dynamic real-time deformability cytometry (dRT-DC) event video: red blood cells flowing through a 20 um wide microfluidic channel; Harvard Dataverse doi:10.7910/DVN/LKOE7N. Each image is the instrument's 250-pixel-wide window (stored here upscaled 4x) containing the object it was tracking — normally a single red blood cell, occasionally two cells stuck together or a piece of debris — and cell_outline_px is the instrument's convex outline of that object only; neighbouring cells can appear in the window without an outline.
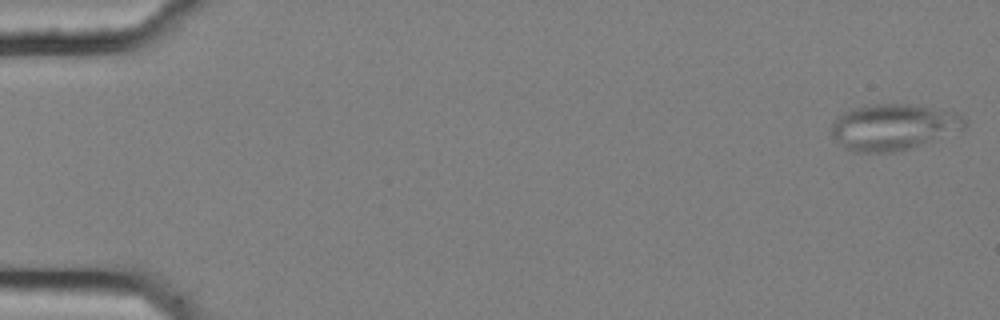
{"species": "common noctule bat (a hibernating species)", "species_latin": "Nyctalus noctula", "temperature_condition": "cold", "stored_images_in_passage": 6, "camera_frame_rate_fps": 3000, "um_per_image_px": 0.085, "animal": {"sex": "female", "body_mass_g": 25.1}, "frame": {"image": 1, "passage_image": 1, "time_ms": 0.0, "image_size_px": [1000, 320], "cell_outline_px": [[968, 124], [964, 128], [908, 148], [892, 152], [852, 152], [844, 148], [832, 136], [832, 124], [836, 116], [852, 108], [872, 104], [908, 104], [960, 112], [964, 116]], "centroid_in_image_um": [75.91, 10.77], "position_along_channel_um": 9.1, "area_um2": 35.6}}